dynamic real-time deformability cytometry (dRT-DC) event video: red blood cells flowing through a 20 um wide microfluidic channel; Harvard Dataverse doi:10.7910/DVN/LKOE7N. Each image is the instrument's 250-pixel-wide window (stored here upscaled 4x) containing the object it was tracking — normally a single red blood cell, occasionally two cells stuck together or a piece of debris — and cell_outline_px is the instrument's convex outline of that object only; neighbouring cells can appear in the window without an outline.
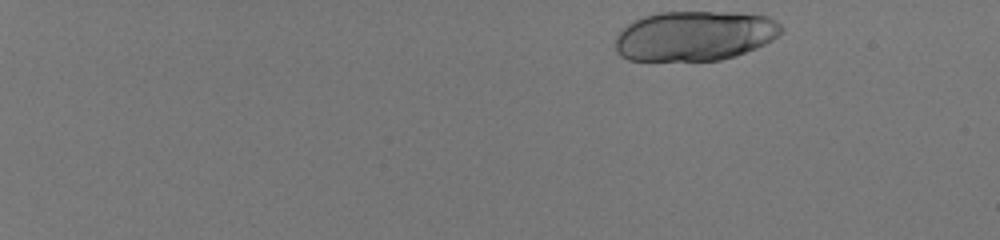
{"species": "human", "species_latin": "Homo sapiens", "temperature_condition": "room temperature", "stored_images_in_passage": 21, "camera_frame_rate_fps": 3000, "um_per_image_px": 0.085, "donor": {"sex": "male"}, "frame": {"image": 1, "passage_image": 1, "time_ms": 0.0, "image_size_px": [1000, 240], "cell_outline_px": [[784, 28], [772, 40], [756, 48], [736, 56], [720, 60], [628, 60], [620, 56], [616, 52], [616, 36], [628, 24], [644, 16], [660, 12], [740, 12], [768, 16], [776, 20]], "centroid_in_image_um": [59.07, 3.04], "position_along_channel_um": 25.9, "area_um2": 48.32}}
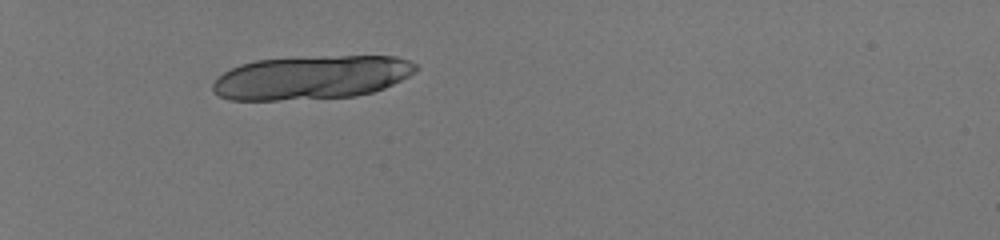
{"frame": {"image": 2, "passage_image": 14, "time_ms": 4.333, "image_size_px": [1000, 240], "cell_outline_px": [[420, 68], [416, 72], [384, 88], [372, 92], [356, 96], [276, 100], [228, 100], [212, 92], [212, 84], [224, 72], [240, 64], [256, 60], [324, 56], [396, 56], [408, 60], [416, 64]], "centroid_in_image_um": [26.48, 6.58], "position_along_channel_um": 58.5, "area_um2": 51.67}}